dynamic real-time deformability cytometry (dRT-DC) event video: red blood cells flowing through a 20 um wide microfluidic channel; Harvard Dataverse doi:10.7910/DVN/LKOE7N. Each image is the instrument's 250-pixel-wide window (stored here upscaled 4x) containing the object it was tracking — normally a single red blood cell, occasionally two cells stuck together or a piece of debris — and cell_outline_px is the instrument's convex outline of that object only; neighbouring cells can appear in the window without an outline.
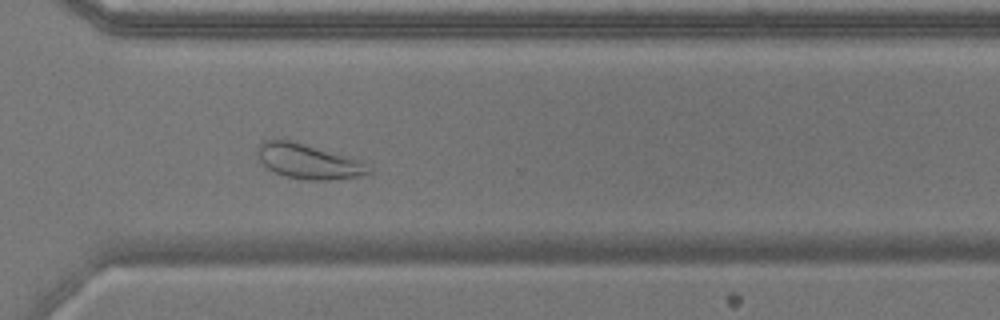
{"species": "common noctule bat (a hibernating species)", "species_latin": "Nyctalus noctula", "temperature_condition": "warm", "stored_images_in_passage": 54, "camera_frame_rate_fps": 3000, "um_per_image_px": 0.085, "animal": {"sex": "male", "body_mass_g": 17.9}, "frame": {"image": 1, "passage_image": 39, "time_ms": 12.667, "image_size_px": [1000, 320], "cell_outline_px": [[372, 172], [360, 176], [328, 180], [308, 180], [288, 176], [276, 172], [268, 168], [256, 156], [256, 148], [264, 140], [288, 140], [348, 156], [360, 160], [372, 168]], "centroid_in_image_um": [26.22, 13.72], "position_along_channel_um": 344.4, "area_um2": 22.25}}
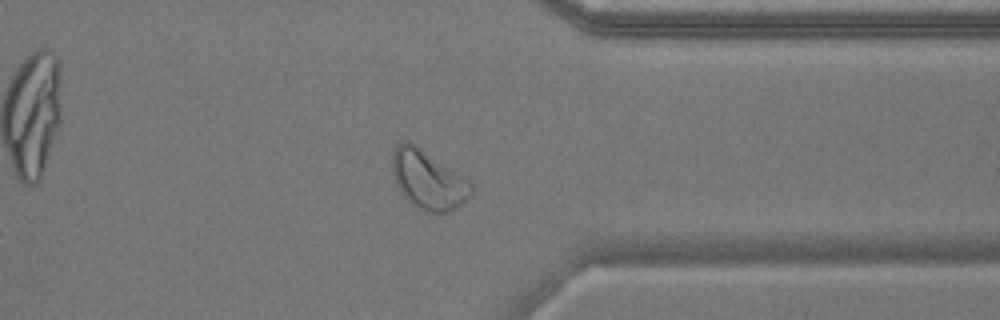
{"frame": {"image": 2, "passage_image": 42, "time_ms": 13.667, "image_size_px": [1000, 320], "cell_outline_px": [[472, 196], [456, 208], [448, 212], [428, 212], [416, 208], [400, 192], [396, 184], [392, 172], [392, 152], [396, 144], [404, 140], [408, 140], [468, 180], [472, 184]], "centroid_in_image_um": [36.36, 15.29], "position_along_channel_um": 375.0, "area_um2": 26.88}}
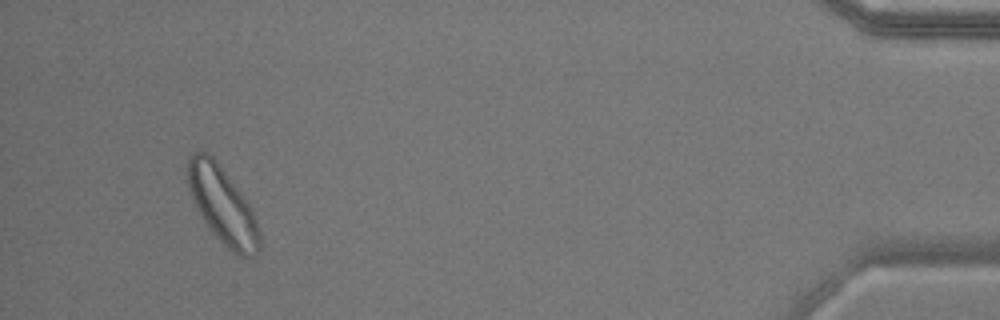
{"frame": {"image": 3, "passage_image": 51, "time_ms": 16.667, "image_size_px": [1000, 320], "cell_outline_px": [[260, 248], [252, 256], [240, 256], [232, 252], [216, 236], [204, 220], [192, 200], [188, 188], [188, 156], [192, 152], [200, 148], [208, 152], [216, 160], [244, 196], [252, 208], [260, 232]], "centroid_in_image_um": [18.91, 17.39], "position_along_channel_um": 416.3, "area_um2": 32.02}, "authors_computed_cell_mechanics": {"area_um2": 27.3394, "velocity_mm_per_s": 3.6079, "shape_relaxation_time_tau1_ms": null, "shape_relaxation_time_tau2_ms": 3.3085, "deformation_change_tau1": null, "deformation_change_tau2": 0.0786}}